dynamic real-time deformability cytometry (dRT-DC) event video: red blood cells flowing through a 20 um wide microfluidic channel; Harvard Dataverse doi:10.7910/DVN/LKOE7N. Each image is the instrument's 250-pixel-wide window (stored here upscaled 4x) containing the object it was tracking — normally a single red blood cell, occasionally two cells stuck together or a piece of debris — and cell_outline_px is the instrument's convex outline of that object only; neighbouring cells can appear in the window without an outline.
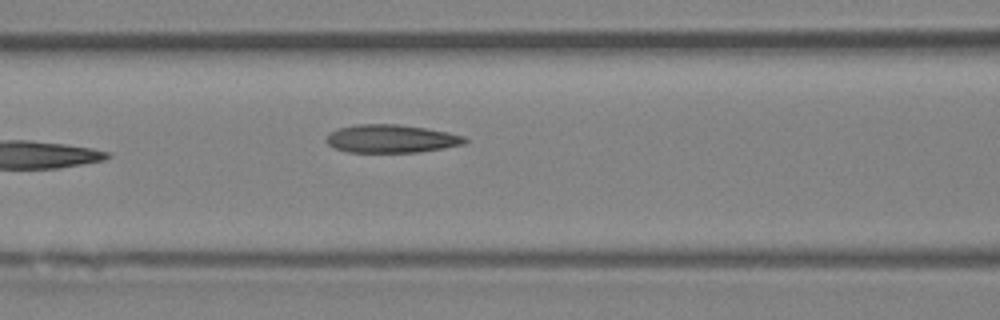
{"species": "Egyptian fruit bat (a non-hibernating species)", "species_latin": "Rousettus aegyptiacus", "temperature_condition": "room temperature", "stored_images_in_passage": 6, "camera_frame_rate_fps": 3000, "um_per_image_px": 0.085, "animal": {"sex": "female"}, "frame": {"image": 1, "passage_image": 6, "time_ms": 6.667, "image_size_px": [1000, 320], "cell_outline_px": [[468, 140], [464, 144], [444, 148], [416, 152], [348, 152], [336, 148], [328, 144], [324, 140], [328, 132], [336, 128], [356, 124], [396, 124], [424, 128], [448, 132], [464, 136]], "centroid_in_image_um": [33.21, 11.78], "position_along_channel_um": 133.4, "area_um2": 22.77}}